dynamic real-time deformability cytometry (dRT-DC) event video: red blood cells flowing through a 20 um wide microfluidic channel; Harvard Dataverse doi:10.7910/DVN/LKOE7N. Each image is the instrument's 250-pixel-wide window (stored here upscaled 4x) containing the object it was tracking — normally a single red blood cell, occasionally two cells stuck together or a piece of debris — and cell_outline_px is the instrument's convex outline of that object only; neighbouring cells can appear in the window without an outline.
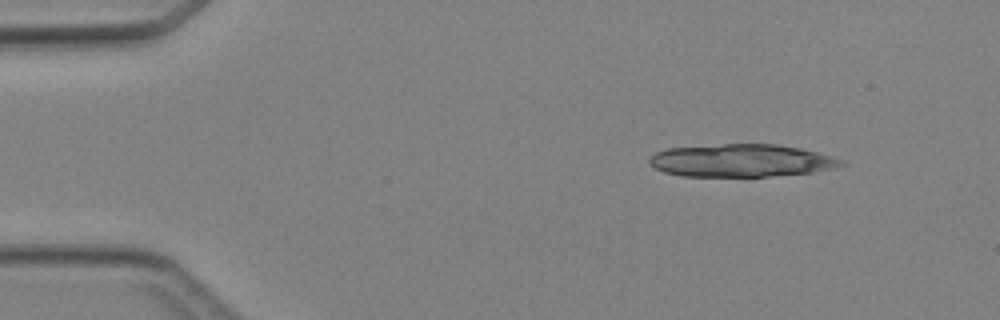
{"species": "Egyptian fruit bat (a non-hibernating species)", "species_latin": "Rousettus aegyptiacus", "temperature_condition": "cold", "stored_images_in_passage": 4, "camera_frame_rate_fps": 3000, "um_per_image_px": 0.085, "animal": {"sex": "female"}, "frame": {"image": 1, "passage_image": 1, "time_ms": 0.0, "image_size_px": [1000, 320], "cell_outline_px": [[848, 164], [836, 168], [812, 172], [768, 176], [680, 176], [664, 172], [648, 164], [648, 160], [656, 152], [668, 148], [724, 144], [776, 144], [800, 148], [832, 156], [844, 160]], "centroid_in_image_um": [63.04, 13.65], "position_along_channel_um": 22.0, "area_um2": 36.59}}
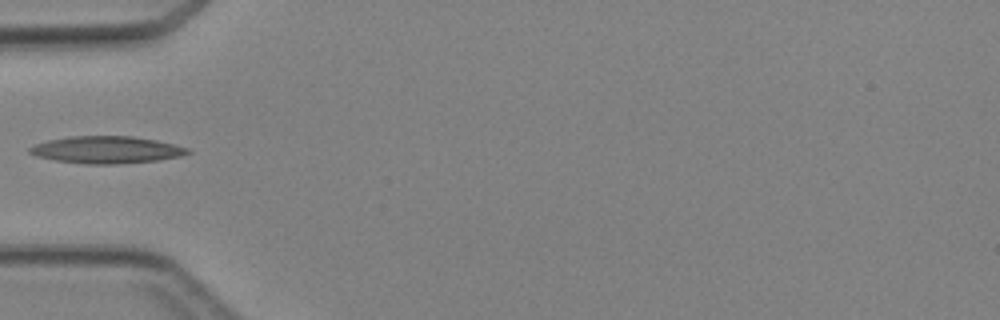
{"frame": {"image": 2, "passage_image": 4, "time_ms": 3.333, "image_size_px": [1000, 320], "cell_outline_px": [[192, 152], [180, 156], [156, 160], [112, 164], [84, 164], [56, 160], [36, 156], [28, 152], [28, 148], [36, 144], [48, 140], [68, 136], [132, 136], [156, 140], [176, 144], [188, 148]], "centroid_in_image_um": [9.05, 12.72], "position_along_channel_um": 76.0, "area_um2": 24.91}}